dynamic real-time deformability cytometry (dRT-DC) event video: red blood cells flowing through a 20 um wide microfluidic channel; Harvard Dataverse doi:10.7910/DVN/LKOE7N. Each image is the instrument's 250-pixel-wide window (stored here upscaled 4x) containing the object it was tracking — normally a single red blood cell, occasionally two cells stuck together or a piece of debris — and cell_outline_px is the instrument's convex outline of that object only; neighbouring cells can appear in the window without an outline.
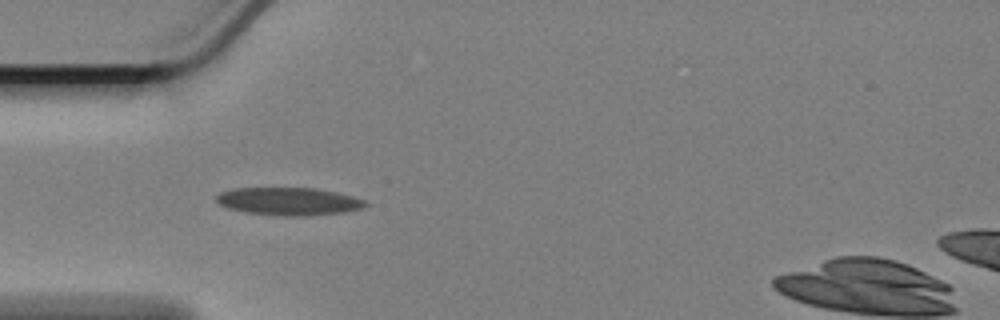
{"species": "Egyptian fruit bat (a non-hibernating species)", "species_latin": "Rousettus aegyptiacus", "temperature_condition": "cold", "stored_images_in_passage": 42, "camera_frame_rate_fps": 3000, "um_per_image_px": 0.085, "animal": {"sex": "female"}, "frame": {"image": 1, "passage_image": 1, "time_ms": 0.0, "image_size_px": [1000, 320], "cell_outline_px": [[368, 204], [360, 208], [344, 212], [304, 216], [284, 216], [248, 212], [228, 208], [220, 204], [216, 200], [216, 196], [220, 192], [232, 188], [316, 188], [336, 192], [352, 196], [364, 200]], "centroid_in_image_um": [24.53, 17.11], "position_along_channel_um": 60.5, "area_um2": 23.93}}
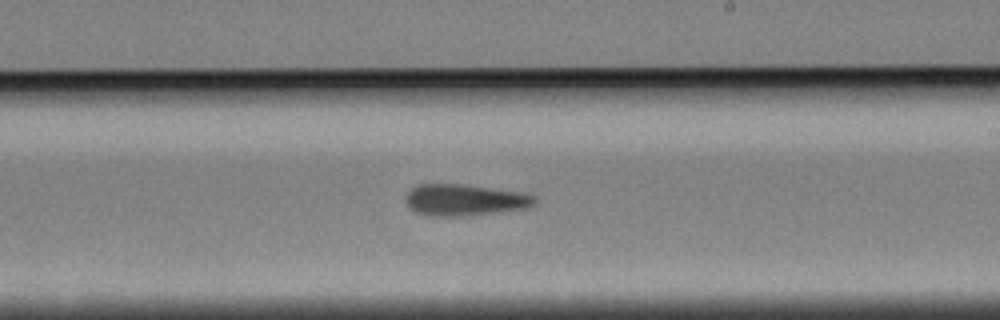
{"frame": {"image": 2, "passage_image": 18, "time_ms": 5.667, "image_size_px": [1000, 320], "cell_outline_px": [[536, 204], [528, 208], [460, 216], [428, 216], [416, 212], [408, 208], [404, 204], [404, 196], [412, 188], [420, 184], [460, 184], [520, 192], [536, 196]], "centroid_in_image_um": [39.44, 17.0], "position_along_channel_um": 249.6, "area_um2": 23.7}}
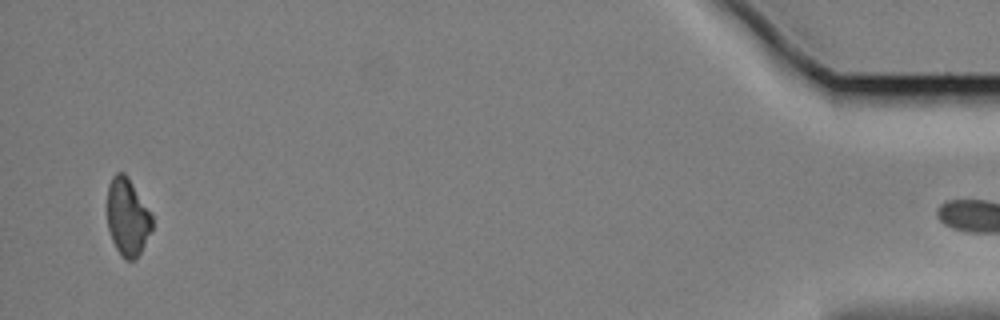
{"frame": {"image": 3, "passage_image": 41, "time_ms": 13.333, "image_size_px": [1000, 320], "cell_outline_px": [[152, 232], [140, 252], [132, 260], [124, 260], [116, 248], [112, 240], [108, 228], [108, 184], [112, 176], [116, 172], [124, 172], [128, 176], [152, 212]], "centroid_in_image_um": [10.86, 18.42], "position_along_channel_um": 424.3, "area_um2": 20.46}}